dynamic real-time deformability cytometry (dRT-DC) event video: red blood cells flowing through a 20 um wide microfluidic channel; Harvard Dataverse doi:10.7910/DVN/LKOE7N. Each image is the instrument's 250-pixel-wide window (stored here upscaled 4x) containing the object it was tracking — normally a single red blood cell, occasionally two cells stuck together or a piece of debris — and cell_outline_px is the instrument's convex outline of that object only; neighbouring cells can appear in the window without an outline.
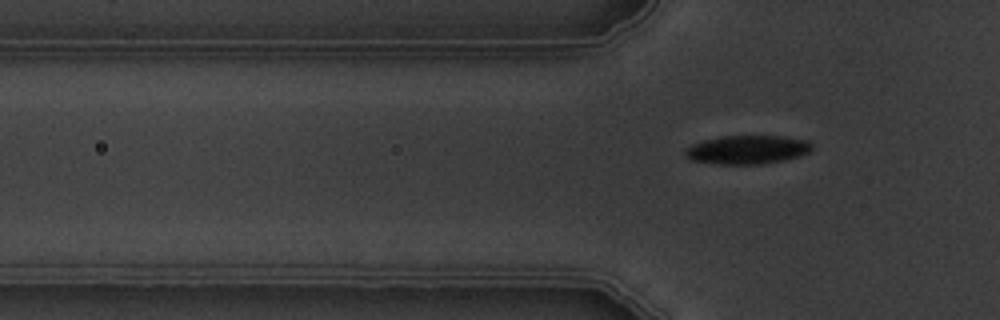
{"species": "common noctule bat (a hibernating species)", "species_latin": "Nyctalus noctula", "temperature_condition": "warm", "stored_images_in_passage": 3, "camera_frame_rate_fps": 3000, "um_per_image_px": 0.085, "animal": {"sex": "male", "body_mass_g": 19.5, "forearm_length_mm": 54.6}, "frame": {"image": 1, "passage_image": 3, "time_ms": 2.333, "image_size_px": [1000, 320], "cell_outline_px": [[812, 148], [808, 152], [796, 156], [780, 160], [760, 164], [716, 164], [688, 160], [684, 156], [684, 148], [692, 144], [704, 140], [720, 136], [784, 136], [808, 140], [812, 144]], "centroid_in_image_um": [63.44, 12.71], "position_along_channel_um": 62.4, "area_um2": 21.21}}